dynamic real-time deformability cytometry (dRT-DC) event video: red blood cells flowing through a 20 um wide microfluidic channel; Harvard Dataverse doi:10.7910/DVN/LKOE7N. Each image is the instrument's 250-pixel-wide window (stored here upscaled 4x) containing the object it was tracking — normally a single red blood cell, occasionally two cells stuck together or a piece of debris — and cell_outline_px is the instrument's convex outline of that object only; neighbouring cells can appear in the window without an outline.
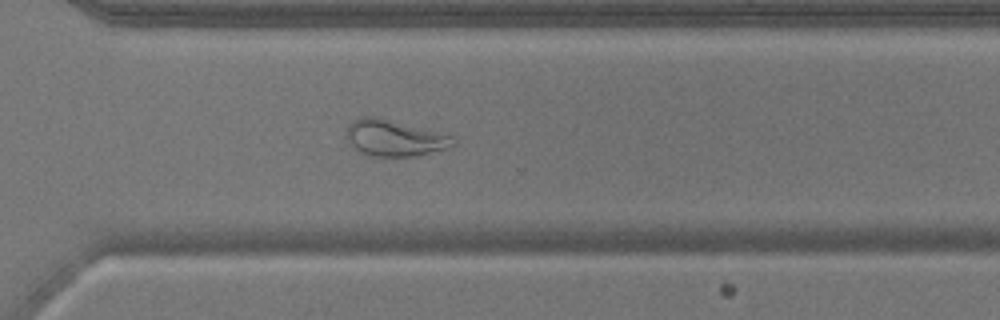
{"species": "common noctule bat (a hibernating species)", "species_latin": "Nyctalus noctula", "temperature_condition": "warm", "stored_images_in_passage": 53, "camera_frame_rate_fps": 3000, "um_per_image_px": 0.085, "animal": {"sex": "male", "body_mass_g": 17.9}, "frame": {"image": 1, "passage_image": 38, "time_ms": 12.333, "image_size_px": [1000, 320], "cell_outline_px": [[456, 144], [444, 148], [416, 156], [372, 156], [360, 152], [348, 140], [348, 124], [352, 120], [364, 116], [372, 116], [452, 136], [456, 140]], "centroid_in_image_um": [33.5, 11.74], "position_along_channel_um": 337.1, "area_um2": 21.73}}
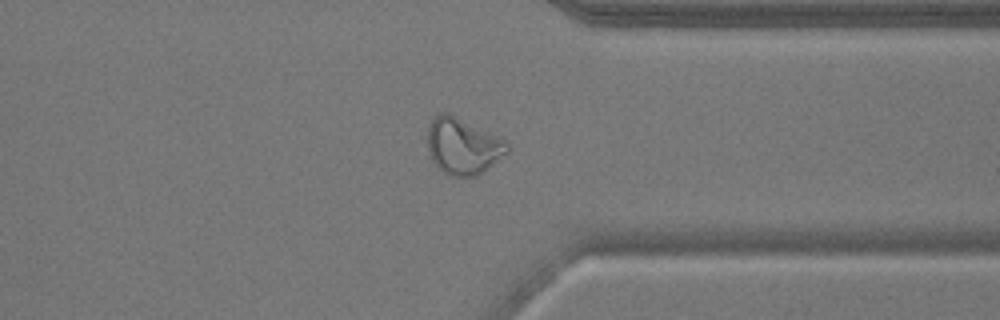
{"frame": {"image": 2, "passage_image": 41, "time_ms": 13.333, "image_size_px": [1000, 320], "cell_outline_px": [[508, 152], [476, 176], [452, 176], [444, 172], [432, 160], [428, 152], [428, 124], [440, 112], [448, 112], [504, 140], [508, 144]], "centroid_in_image_um": [39.31, 12.41], "position_along_channel_um": 372.1, "area_um2": 25.61}}
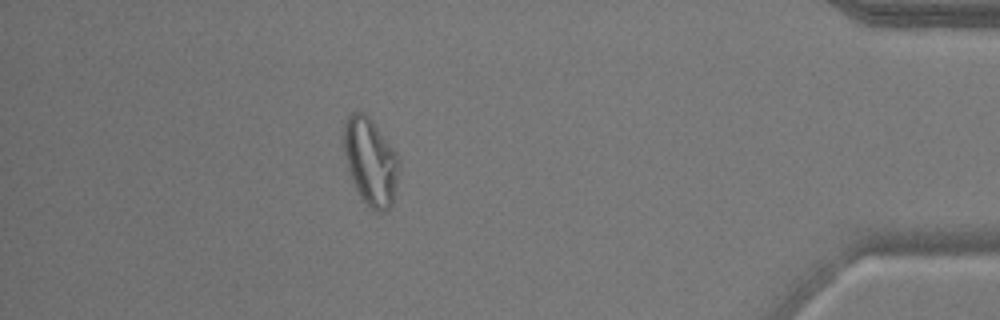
{"frame": {"image": 3, "passage_image": 47, "time_ms": 15.333, "image_size_px": [1000, 320], "cell_outline_px": [[400, 164], [392, 204], [384, 212], [376, 212], [360, 196], [352, 180], [348, 168], [344, 152], [344, 124], [348, 116], [352, 112], [364, 112], [368, 116], [396, 152], [400, 160]], "centroid_in_image_um": [31.5, 13.73], "position_along_channel_um": 403.7, "area_um2": 27.63}, "authors_computed_cell_mechanics": {"area_um2": 26.1256, "velocity_mm_per_s": 3.7927, "shape_relaxation_time_tau1_ms": null, "shape_relaxation_time_tau2_ms": 0.7988, "deformation_change_tau1": null, "deformation_change_tau2": 0.0924}}